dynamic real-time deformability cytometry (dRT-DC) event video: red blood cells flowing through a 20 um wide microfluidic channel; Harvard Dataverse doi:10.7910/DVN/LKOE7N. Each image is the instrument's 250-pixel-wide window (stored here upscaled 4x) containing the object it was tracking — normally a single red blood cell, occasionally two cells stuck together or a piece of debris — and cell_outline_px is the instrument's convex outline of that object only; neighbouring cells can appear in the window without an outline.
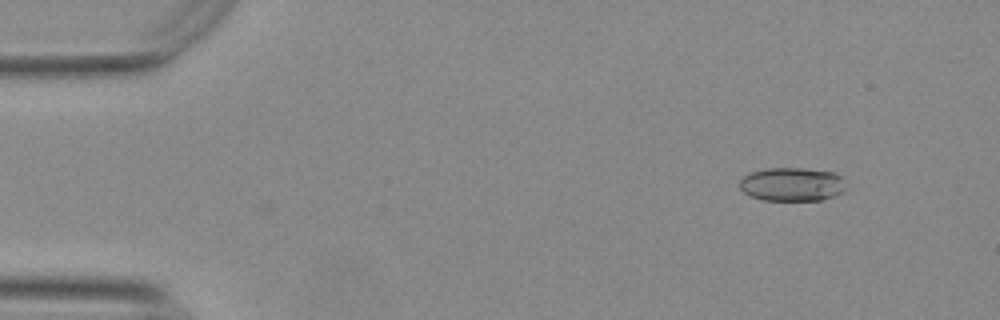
{"species": "Egyptian fruit bat (a non-hibernating species)", "species_latin": "Rousettus aegyptiacus", "temperature_condition": "warm", "stored_images_in_passage": 48, "camera_frame_rate_fps": 3000, "um_per_image_px": 0.085, "animal": {"sex": "female"}, "frame": {"image": 1, "passage_image": 3, "time_ms": 0.667, "image_size_px": [1000, 320], "cell_outline_px": [[844, 192], [820, 200], [764, 200], [752, 196], [744, 192], [740, 188], [740, 180], [748, 172], [768, 168], [804, 168], [836, 172], [840, 176], [844, 188]], "centroid_in_image_um": [67.3, 15.65], "position_along_channel_um": 17.7, "area_um2": 20.75}}
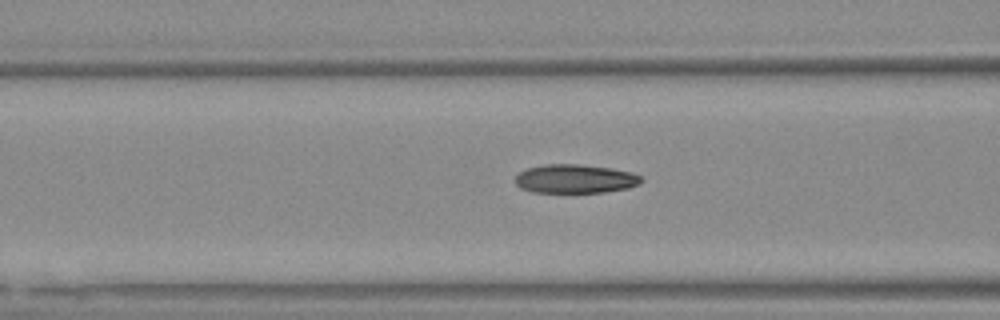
{"frame": {"image": 2, "passage_image": 19, "time_ms": 6.0, "image_size_px": [1000, 320], "cell_outline_px": [[644, 180], [640, 184], [628, 188], [604, 192], [532, 192], [520, 188], [516, 184], [516, 176], [520, 172], [528, 168], [544, 164], [580, 164], [612, 168], [632, 172], [640, 176]], "centroid_in_image_um": [48.91, 15.19], "position_along_channel_um": 117.7, "area_um2": 21.21}}
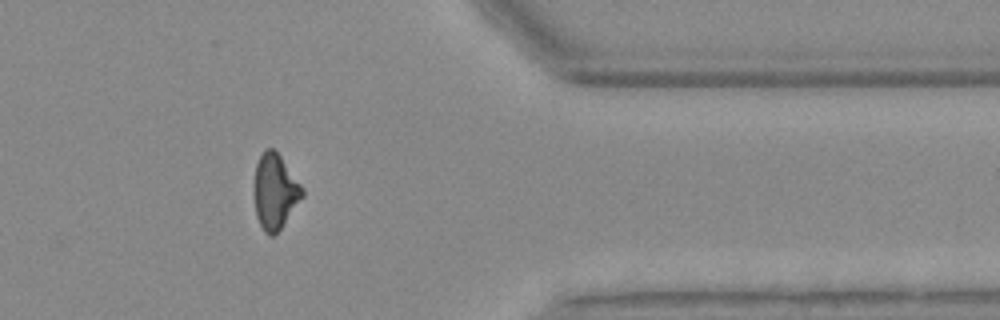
{"frame": {"image": 3, "passage_image": 42, "time_ms": 13.667, "image_size_px": [1000, 320], "cell_outline_px": [[304, 196], [280, 228], [272, 236], [268, 236], [264, 232], [256, 216], [256, 164], [260, 156], [268, 148], [272, 148], [280, 156], [304, 188]], "centroid_in_image_um": [23.41, 16.3], "position_along_channel_um": 388.0, "area_um2": 20.4}, "authors_computed_cell_mechanics": {"area_um2": 21.2415, "velocity_mm_per_s": 3.7653, "shape_relaxation_time_tau1_ms": null, "shape_relaxation_time_tau2_ms": 3.0062, "deformation_change_tau1": null, "deformation_change_tau2": 0.1089}}